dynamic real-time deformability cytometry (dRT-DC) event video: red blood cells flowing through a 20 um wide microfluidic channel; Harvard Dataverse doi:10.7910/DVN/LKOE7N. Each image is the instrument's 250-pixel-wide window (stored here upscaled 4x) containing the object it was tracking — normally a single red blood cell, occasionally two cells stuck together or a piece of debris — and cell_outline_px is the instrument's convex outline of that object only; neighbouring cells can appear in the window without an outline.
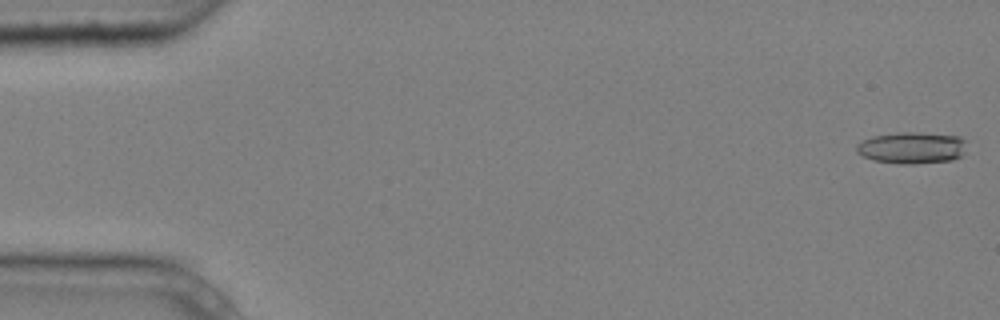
{"species": "common noctule bat (a hibernating species)", "species_latin": "Nyctalus noctula", "temperature_condition": "cold", "stored_images_in_passage": 5, "camera_frame_rate_fps": 3000, "um_per_image_px": 0.085, "animal": {"sex": "male", "body_mass_g": 20.4}, "frame": {"image": 1, "passage_image": 1, "time_ms": 0.0, "image_size_px": [1000, 320], "cell_outline_px": [[964, 152], [960, 156], [952, 160], [916, 164], [900, 164], [872, 160], [856, 152], [856, 144], [872, 136], [900, 132], [920, 132], [960, 136], [964, 140]], "centroid_in_image_um": [77.49, 12.56], "position_along_channel_um": 7.5, "area_um2": 20.4}}
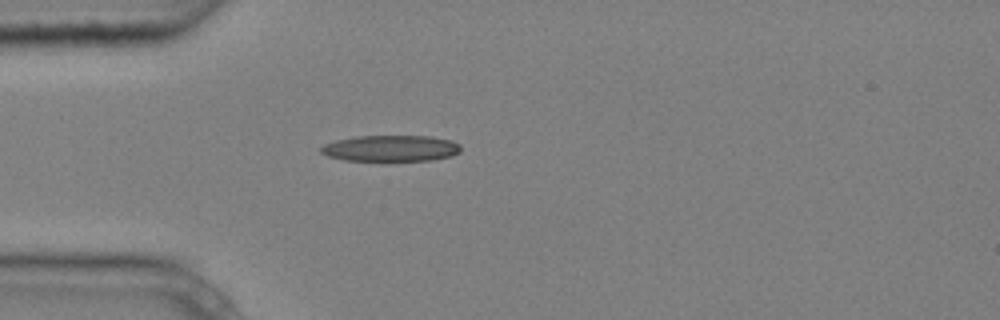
{"frame": {"image": 2, "passage_image": 5, "time_ms": 1.333, "image_size_px": [1000, 320], "cell_outline_px": [[460, 152], [452, 156], [432, 160], [344, 160], [328, 156], [320, 152], [320, 148], [324, 144], [336, 140], [356, 136], [432, 136], [452, 140], [460, 144]], "centroid_in_image_um": [33.24, 12.6], "position_along_channel_um": 51.8, "area_um2": 21.33}}